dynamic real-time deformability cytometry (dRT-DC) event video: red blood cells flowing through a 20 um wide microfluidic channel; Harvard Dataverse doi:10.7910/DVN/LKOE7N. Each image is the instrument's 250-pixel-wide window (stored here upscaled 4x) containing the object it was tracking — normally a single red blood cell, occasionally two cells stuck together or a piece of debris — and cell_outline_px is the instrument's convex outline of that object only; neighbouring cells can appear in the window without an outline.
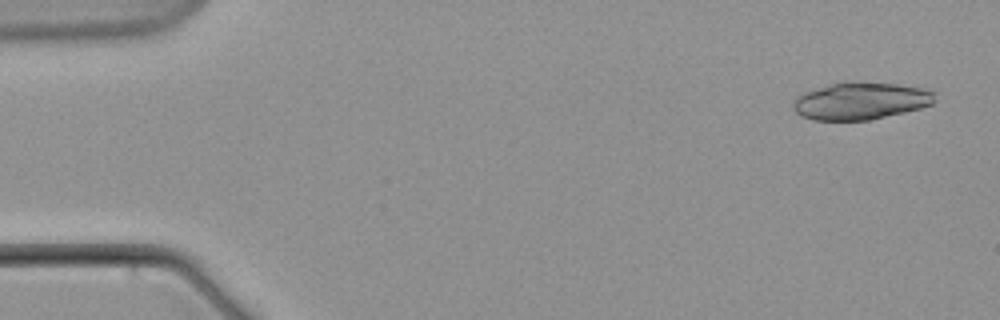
{"species": "common noctule bat (a hibernating species)", "species_latin": "Nyctalus noctula", "temperature_condition": "warm", "stored_images_in_passage": 6, "camera_frame_rate_fps": 3000, "um_per_image_px": 0.085, "animal": {"sex": "male", "body_mass_g": 21.5, "forearm_length_mm": 52.0}, "frame": {"image": 1, "passage_image": 1, "time_ms": 0.0, "image_size_px": [1000, 320], "cell_outline_px": [[936, 100], [932, 104], [920, 108], [904, 112], [868, 120], [812, 120], [800, 116], [792, 108], [792, 104], [796, 96], [804, 92], [832, 84], [896, 84], [924, 88], [936, 92]], "centroid_in_image_um": [73.16, 8.62], "position_along_channel_um": 11.8, "area_um2": 30.11}}